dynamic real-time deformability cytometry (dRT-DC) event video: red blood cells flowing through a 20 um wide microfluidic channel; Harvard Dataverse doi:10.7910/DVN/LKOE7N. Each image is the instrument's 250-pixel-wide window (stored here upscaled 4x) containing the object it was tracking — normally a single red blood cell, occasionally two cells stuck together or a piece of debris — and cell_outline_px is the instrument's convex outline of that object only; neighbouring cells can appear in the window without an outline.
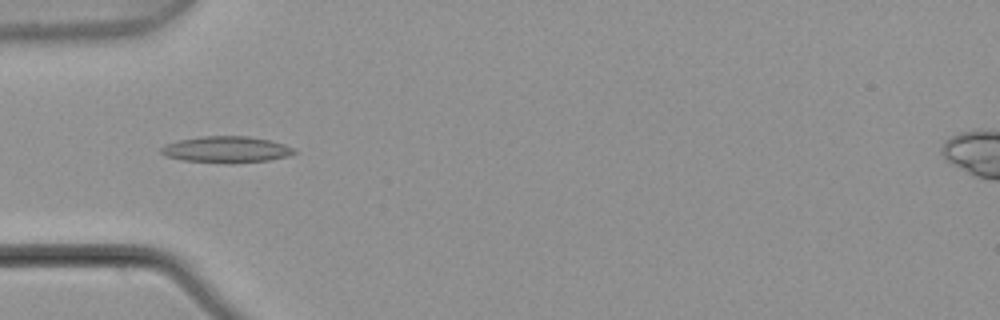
{"species": "common noctule bat (a hibernating species)", "species_latin": "Nyctalus noctula", "temperature_condition": "warm", "stored_images_in_passage": 7, "camera_frame_rate_fps": 3000, "um_per_image_px": 0.085, "animal": {"sex": "male", "body_mass_g": 21.5, "forearm_length_mm": 52.0}, "frame": {"image": 1, "passage_image": 5, "time_ms": 1.333, "image_size_px": [1000, 320], "cell_outline_px": [[296, 152], [288, 156], [272, 160], [228, 164], [184, 160], [164, 156], [160, 152], [160, 148], [164, 144], [176, 140], [200, 136], [248, 136], [268, 140], [284, 144], [292, 148]], "centroid_in_image_um": [19.19, 12.71], "position_along_channel_um": 65.8, "area_um2": 20.69}}
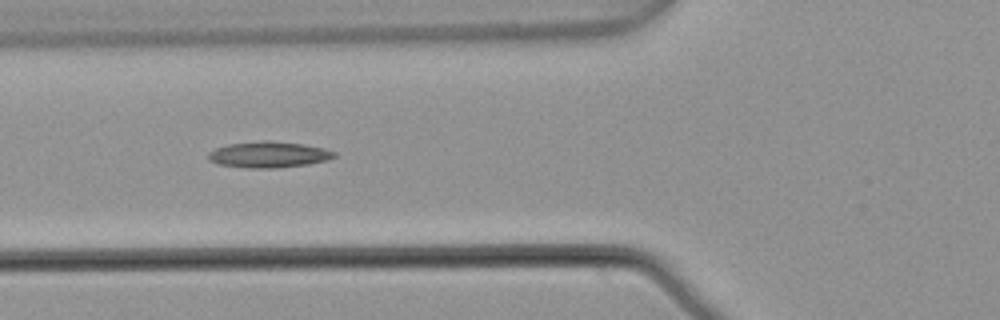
{"frame": {"image": 2, "passage_image": 6, "time_ms": 1.667, "image_size_px": [1000, 320], "cell_outline_px": [[336, 156], [328, 160], [308, 164], [276, 168], [244, 168], [220, 164], [208, 160], [208, 152], [216, 148], [228, 144], [264, 140], [272, 140], [304, 144], [324, 148], [336, 152]], "centroid_in_image_um": [22.85, 13.13], "position_along_channel_um": 103.0, "area_um2": 19.31}}
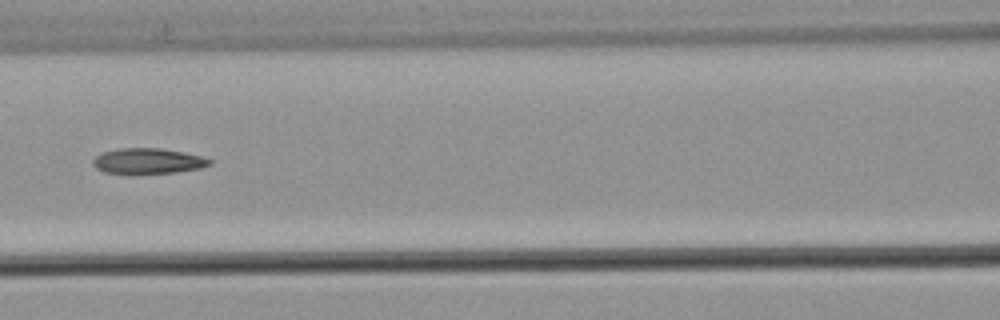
{"frame": {"image": 3, "passage_image": 7, "time_ms": 2.0, "image_size_px": [1000, 320], "cell_outline_px": [[212, 164], [200, 168], [176, 172], [132, 176], [104, 172], [96, 168], [92, 164], [92, 160], [96, 156], [104, 152], [120, 148], [160, 148], [184, 152], [200, 156], [212, 160]], "centroid_in_image_um": [12.54, 13.72], "position_along_channel_um": 154.1, "area_um2": 17.92}}